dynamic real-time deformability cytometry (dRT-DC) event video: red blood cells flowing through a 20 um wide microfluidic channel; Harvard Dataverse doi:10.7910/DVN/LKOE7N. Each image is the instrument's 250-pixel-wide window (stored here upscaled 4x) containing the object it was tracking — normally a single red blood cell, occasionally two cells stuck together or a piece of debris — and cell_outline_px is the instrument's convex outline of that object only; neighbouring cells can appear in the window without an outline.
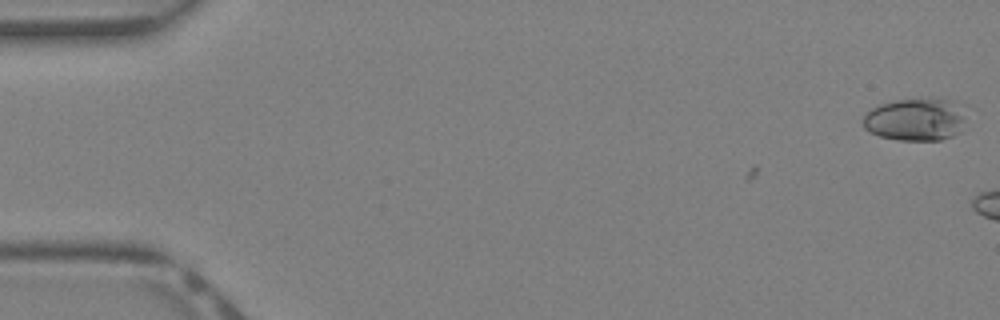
{"species": "Egyptian fruit bat (a non-hibernating species)", "species_latin": "Rousettus aegyptiacus", "temperature_condition": "warm", "stored_images_in_passage": 5, "camera_frame_rate_fps": 3000, "um_per_image_px": 0.085, "animal": {"sex": "female"}, "frame": {"image": 1, "passage_image": 5, "time_ms": 1.333, "image_size_px": [1000, 320], "cell_outline_px": [[968, 104], [960, 132], [952, 136], [940, 140], [896, 140], [880, 136], [868, 132], [864, 128], [860, 120], [872, 108], [880, 104], [896, 100], [940, 96], [956, 100]], "centroid_in_image_um": [77.9, 10.1], "position_along_channel_um": 7.1, "area_um2": 26.82}}